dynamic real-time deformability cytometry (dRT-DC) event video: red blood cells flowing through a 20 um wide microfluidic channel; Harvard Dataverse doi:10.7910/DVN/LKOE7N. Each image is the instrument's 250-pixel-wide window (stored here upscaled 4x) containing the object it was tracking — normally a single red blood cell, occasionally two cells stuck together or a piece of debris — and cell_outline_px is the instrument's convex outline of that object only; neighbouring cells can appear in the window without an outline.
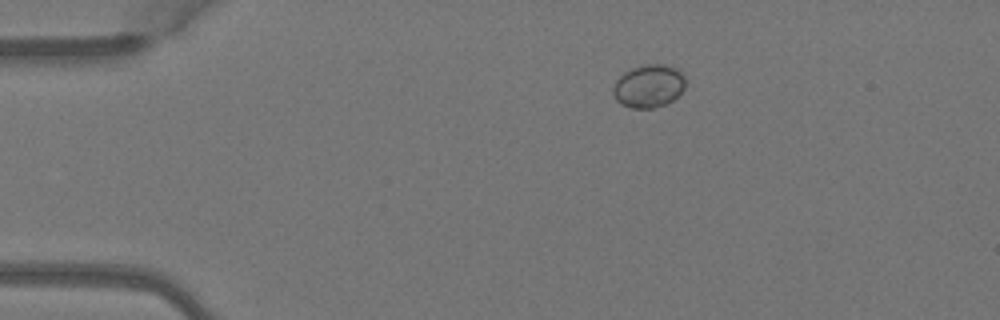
{"species": "Egyptian fruit bat (a non-hibernating species)", "species_latin": "Rousettus aegyptiacus", "temperature_condition": "warm", "stored_images_in_passage": 2, "camera_frame_rate_fps": 3000, "um_per_image_px": 0.085, "animal": {"sex": "female"}, "frame": {"image": 1, "passage_image": 2, "time_ms": 0.333, "image_size_px": [1000, 320], "cell_outline_px": [[684, 88], [668, 104], [652, 108], [632, 108], [620, 104], [616, 100], [612, 92], [612, 88], [616, 80], [624, 72], [632, 68], [644, 64], [664, 64], [676, 68], [684, 76]], "centroid_in_image_um": [55.11, 7.32], "position_along_channel_um": 29.9, "area_um2": 18.15}}